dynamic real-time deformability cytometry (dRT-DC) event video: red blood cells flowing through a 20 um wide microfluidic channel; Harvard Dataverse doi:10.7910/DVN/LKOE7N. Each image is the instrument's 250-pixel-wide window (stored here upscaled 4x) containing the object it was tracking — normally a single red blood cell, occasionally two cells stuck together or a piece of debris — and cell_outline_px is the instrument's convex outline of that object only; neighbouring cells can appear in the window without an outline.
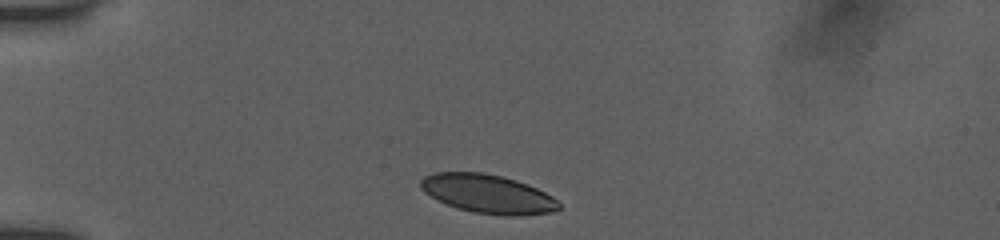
{"species": "human", "species_latin": "Homo sapiens", "temperature_condition": "room temperature", "stored_images_in_passage": 6, "camera_frame_rate_fps": 3000, "um_per_image_px": 0.085, "donor": {"sex": "female"}, "frame": {"image": 1, "passage_image": 1, "time_ms": 0.0, "image_size_px": [1000, 240], "cell_outline_px": [[560, 208], [552, 212], [512, 216], [504, 216], [472, 212], [456, 208], [436, 200], [424, 192], [420, 188], [420, 180], [424, 176], [436, 172], [480, 172], [504, 176], [528, 184], [552, 196], [560, 204]], "centroid_in_image_um": [41.43, 16.48], "position_along_channel_um": 43.6, "area_um2": 31.39}}
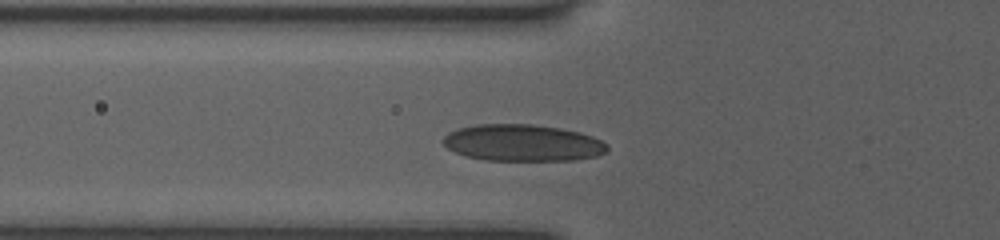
{"frame": {"image": 2, "passage_image": 4, "time_ms": 1.0, "image_size_px": [1000, 240], "cell_outline_px": [[608, 148], [604, 152], [596, 156], [572, 160], [484, 160], [464, 156], [448, 148], [440, 140], [448, 132], [460, 128], [476, 124], [532, 124], [560, 128], [580, 132], [592, 136], [600, 140]], "centroid_in_image_um": [44.37, 12.14], "position_along_channel_um": 81.4, "area_um2": 35.03}}
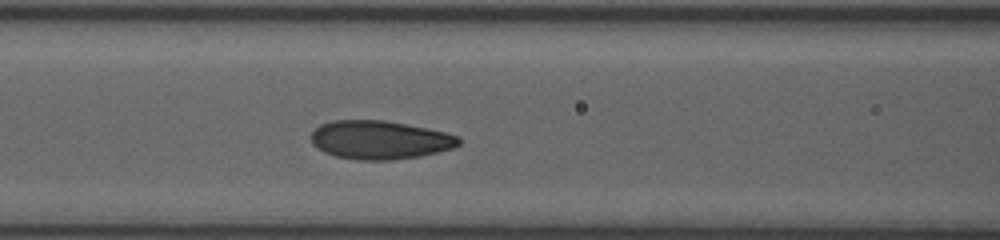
{"frame": {"image": 3, "passage_image": 6, "time_ms": 1.667, "image_size_px": [1000, 240], "cell_outline_px": [[460, 144], [452, 148], [420, 156], [392, 160], [360, 160], [336, 156], [324, 152], [316, 148], [312, 144], [312, 132], [320, 124], [332, 120], [384, 120], [428, 128], [444, 132], [456, 136], [460, 140]], "centroid_in_image_um": [32.25, 11.89], "position_along_channel_um": 134.4, "area_um2": 33.06}}